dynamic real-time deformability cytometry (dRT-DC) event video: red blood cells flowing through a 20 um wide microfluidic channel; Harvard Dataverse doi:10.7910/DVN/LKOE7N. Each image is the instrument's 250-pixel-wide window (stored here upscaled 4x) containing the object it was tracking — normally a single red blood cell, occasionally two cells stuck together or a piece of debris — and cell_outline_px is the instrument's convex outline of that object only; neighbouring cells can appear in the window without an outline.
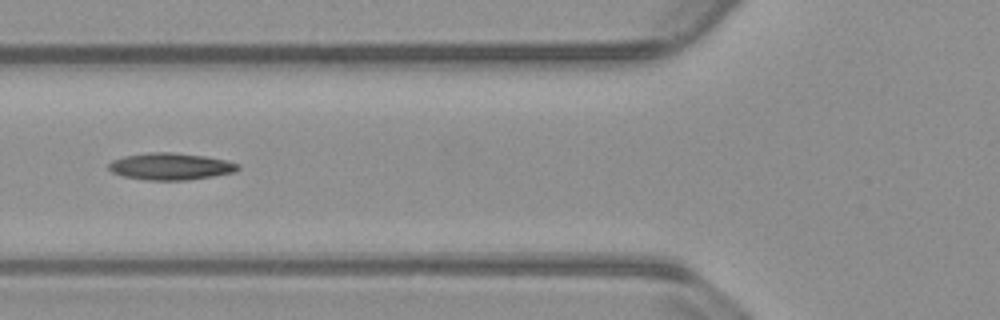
{"species": "common noctule bat (a hibernating species)", "species_latin": "Nyctalus noctula", "temperature_condition": "warm", "stored_images_in_passage": 12, "camera_frame_rate_fps": 3000, "um_per_image_px": 0.085, "animal": {"sex": "male", "body_mass_g": 23.1, "forearm_length_mm": 52.7}, "frame": {"image": 1, "passage_image": 6, "time_ms": 1.667, "image_size_px": [1000, 320], "cell_outline_px": [[240, 168], [236, 172], [188, 180], [148, 180], [124, 176], [112, 172], [108, 168], [108, 164], [112, 160], [124, 156], [148, 152], [172, 152], [204, 156], [228, 160], [240, 164]], "centroid_in_image_um": [14.52, 14.14], "position_along_channel_um": 111.3, "area_um2": 20.35}}